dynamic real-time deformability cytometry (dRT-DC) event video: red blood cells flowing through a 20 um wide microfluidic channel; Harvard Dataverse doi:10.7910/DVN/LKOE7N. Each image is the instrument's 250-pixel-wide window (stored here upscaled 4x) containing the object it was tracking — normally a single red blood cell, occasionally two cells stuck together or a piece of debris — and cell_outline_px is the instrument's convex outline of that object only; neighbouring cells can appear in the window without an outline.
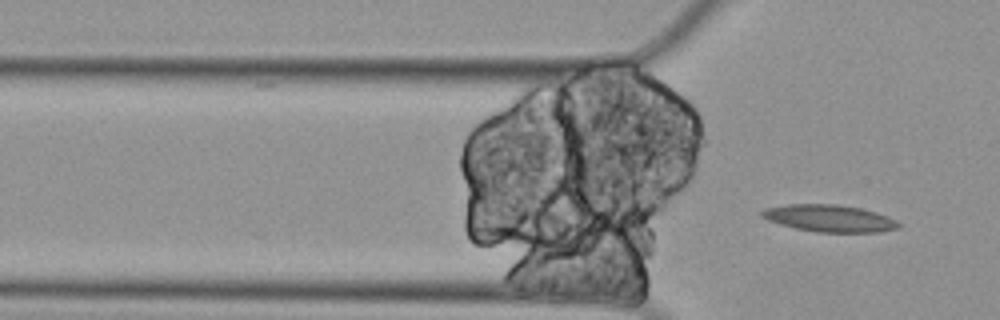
{"species": "Egyptian fruit bat (a non-hibernating species)", "species_latin": "Rousettus aegyptiacus", "temperature_condition": "cold", "stored_images_in_passage": 8, "camera_frame_rate_fps": 3000, "um_per_image_px": 0.085, "animal": {"sex": "female"}, "frame": {"image": 1, "passage_image": 8, "time_ms": 2.333, "image_size_px": [1000, 320], "cell_outline_px": [[900, 228], [880, 232], [816, 232], [796, 228], [780, 224], [768, 220], [760, 216], [760, 212], [764, 208], [788, 204], [836, 204], [860, 208], [876, 212], [888, 216], [896, 220], [900, 224]], "centroid_in_image_um": [70.5, 18.55], "position_along_channel_um": 55.3, "area_um2": 21.62}}